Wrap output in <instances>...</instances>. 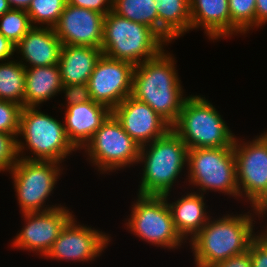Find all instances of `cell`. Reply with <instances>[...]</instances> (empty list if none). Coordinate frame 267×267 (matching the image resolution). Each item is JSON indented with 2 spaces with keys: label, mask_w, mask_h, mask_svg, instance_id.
<instances>
[{
  "label": "cell",
  "mask_w": 267,
  "mask_h": 267,
  "mask_svg": "<svg viewBox=\"0 0 267 267\" xmlns=\"http://www.w3.org/2000/svg\"><path fill=\"white\" fill-rule=\"evenodd\" d=\"M113 12L147 25L158 34V14L154 0H113Z\"/></svg>",
  "instance_id": "d4e9b609"
},
{
  "label": "cell",
  "mask_w": 267,
  "mask_h": 267,
  "mask_svg": "<svg viewBox=\"0 0 267 267\" xmlns=\"http://www.w3.org/2000/svg\"><path fill=\"white\" fill-rule=\"evenodd\" d=\"M33 27L26 10L10 9L0 17V33L15 46Z\"/></svg>",
  "instance_id": "4316f807"
},
{
  "label": "cell",
  "mask_w": 267,
  "mask_h": 267,
  "mask_svg": "<svg viewBox=\"0 0 267 267\" xmlns=\"http://www.w3.org/2000/svg\"><path fill=\"white\" fill-rule=\"evenodd\" d=\"M112 114L108 107L93 100L66 107L64 127L68 140L81 149Z\"/></svg>",
  "instance_id": "e0dca14e"
},
{
  "label": "cell",
  "mask_w": 267,
  "mask_h": 267,
  "mask_svg": "<svg viewBox=\"0 0 267 267\" xmlns=\"http://www.w3.org/2000/svg\"><path fill=\"white\" fill-rule=\"evenodd\" d=\"M102 55L100 48L63 45L58 62L62 85L88 83Z\"/></svg>",
  "instance_id": "ffe728a7"
},
{
  "label": "cell",
  "mask_w": 267,
  "mask_h": 267,
  "mask_svg": "<svg viewBox=\"0 0 267 267\" xmlns=\"http://www.w3.org/2000/svg\"><path fill=\"white\" fill-rule=\"evenodd\" d=\"M18 159L17 138L0 132V172L10 171Z\"/></svg>",
  "instance_id": "f546056e"
},
{
  "label": "cell",
  "mask_w": 267,
  "mask_h": 267,
  "mask_svg": "<svg viewBox=\"0 0 267 267\" xmlns=\"http://www.w3.org/2000/svg\"><path fill=\"white\" fill-rule=\"evenodd\" d=\"M222 118L205 97L190 95L172 130L188 149L233 147L236 136Z\"/></svg>",
  "instance_id": "8992f818"
},
{
  "label": "cell",
  "mask_w": 267,
  "mask_h": 267,
  "mask_svg": "<svg viewBox=\"0 0 267 267\" xmlns=\"http://www.w3.org/2000/svg\"><path fill=\"white\" fill-rule=\"evenodd\" d=\"M167 43L147 25L137 23L113 11L104 18L103 55L138 65L157 56Z\"/></svg>",
  "instance_id": "277c9868"
},
{
  "label": "cell",
  "mask_w": 267,
  "mask_h": 267,
  "mask_svg": "<svg viewBox=\"0 0 267 267\" xmlns=\"http://www.w3.org/2000/svg\"><path fill=\"white\" fill-rule=\"evenodd\" d=\"M26 225L15 236L12 247L35 251L45 257L63 227L74 216L66 207L60 206L44 212L22 213Z\"/></svg>",
  "instance_id": "5bb4252c"
},
{
  "label": "cell",
  "mask_w": 267,
  "mask_h": 267,
  "mask_svg": "<svg viewBox=\"0 0 267 267\" xmlns=\"http://www.w3.org/2000/svg\"><path fill=\"white\" fill-rule=\"evenodd\" d=\"M62 81L58 64L25 68L24 107H38L61 92Z\"/></svg>",
  "instance_id": "7402d4cb"
},
{
  "label": "cell",
  "mask_w": 267,
  "mask_h": 267,
  "mask_svg": "<svg viewBox=\"0 0 267 267\" xmlns=\"http://www.w3.org/2000/svg\"><path fill=\"white\" fill-rule=\"evenodd\" d=\"M144 163L137 195L163 196L187 167L188 147L171 129L166 135L141 146L138 163Z\"/></svg>",
  "instance_id": "3957f363"
},
{
  "label": "cell",
  "mask_w": 267,
  "mask_h": 267,
  "mask_svg": "<svg viewBox=\"0 0 267 267\" xmlns=\"http://www.w3.org/2000/svg\"><path fill=\"white\" fill-rule=\"evenodd\" d=\"M203 198L204 194L191 192L175 202H168L175 229L183 240L189 235L192 239L209 220Z\"/></svg>",
  "instance_id": "44dd1931"
},
{
  "label": "cell",
  "mask_w": 267,
  "mask_h": 267,
  "mask_svg": "<svg viewBox=\"0 0 267 267\" xmlns=\"http://www.w3.org/2000/svg\"><path fill=\"white\" fill-rule=\"evenodd\" d=\"M252 210L256 215H261L260 218L267 213V194Z\"/></svg>",
  "instance_id": "74e56055"
},
{
  "label": "cell",
  "mask_w": 267,
  "mask_h": 267,
  "mask_svg": "<svg viewBox=\"0 0 267 267\" xmlns=\"http://www.w3.org/2000/svg\"><path fill=\"white\" fill-rule=\"evenodd\" d=\"M67 4L90 9L105 16L113 11V0H67Z\"/></svg>",
  "instance_id": "d6a6232c"
},
{
  "label": "cell",
  "mask_w": 267,
  "mask_h": 267,
  "mask_svg": "<svg viewBox=\"0 0 267 267\" xmlns=\"http://www.w3.org/2000/svg\"><path fill=\"white\" fill-rule=\"evenodd\" d=\"M267 144V132H264L263 134L259 135Z\"/></svg>",
  "instance_id": "ab89813d"
},
{
  "label": "cell",
  "mask_w": 267,
  "mask_h": 267,
  "mask_svg": "<svg viewBox=\"0 0 267 267\" xmlns=\"http://www.w3.org/2000/svg\"><path fill=\"white\" fill-rule=\"evenodd\" d=\"M38 26L32 27L15 46V50H19L17 53L22 55L20 62L25 68L52 66L60 59L63 45L54 28Z\"/></svg>",
  "instance_id": "ac0fdd59"
},
{
  "label": "cell",
  "mask_w": 267,
  "mask_h": 267,
  "mask_svg": "<svg viewBox=\"0 0 267 267\" xmlns=\"http://www.w3.org/2000/svg\"><path fill=\"white\" fill-rule=\"evenodd\" d=\"M25 67L20 61L0 63V100L24 107Z\"/></svg>",
  "instance_id": "cb8c5ba5"
},
{
  "label": "cell",
  "mask_w": 267,
  "mask_h": 267,
  "mask_svg": "<svg viewBox=\"0 0 267 267\" xmlns=\"http://www.w3.org/2000/svg\"><path fill=\"white\" fill-rule=\"evenodd\" d=\"M76 222L74 216L67 222L44 258L87 262L100 256L110 236Z\"/></svg>",
  "instance_id": "4fadbf2b"
},
{
  "label": "cell",
  "mask_w": 267,
  "mask_h": 267,
  "mask_svg": "<svg viewBox=\"0 0 267 267\" xmlns=\"http://www.w3.org/2000/svg\"><path fill=\"white\" fill-rule=\"evenodd\" d=\"M60 167V163L54 161L18 159L9 173L22 213L44 212L61 206L44 205L61 175Z\"/></svg>",
  "instance_id": "9c48e42d"
},
{
  "label": "cell",
  "mask_w": 267,
  "mask_h": 267,
  "mask_svg": "<svg viewBox=\"0 0 267 267\" xmlns=\"http://www.w3.org/2000/svg\"><path fill=\"white\" fill-rule=\"evenodd\" d=\"M249 214H228L216 220L209 218L206 225L190 239L196 267H213L245 253L256 236L252 213Z\"/></svg>",
  "instance_id": "7a4b0ae2"
},
{
  "label": "cell",
  "mask_w": 267,
  "mask_h": 267,
  "mask_svg": "<svg viewBox=\"0 0 267 267\" xmlns=\"http://www.w3.org/2000/svg\"><path fill=\"white\" fill-rule=\"evenodd\" d=\"M175 58L163 49L157 56L135 65L131 95L148 104L173 126L184 101L183 88L175 69Z\"/></svg>",
  "instance_id": "6da1fadb"
},
{
  "label": "cell",
  "mask_w": 267,
  "mask_h": 267,
  "mask_svg": "<svg viewBox=\"0 0 267 267\" xmlns=\"http://www.w3.org/2000/svg\"><path fill=\"white\" fill-rule=\"evenodd\" d=\"M231 16V36L246 34L256 27V0H228Z\"/></svg>",
  "instance_id": "83f0119b"
},
{
  "label": "cell",
  "mask_w": 267,
  "mask_h": 267,
  "mask_svg": "<svg viewBox=\"0 0 267 267\" xmlns=\"http://www.w3.org/2000/svg\"><path fill=\"white\" fill-rule=\"evenodd\" d=\"M112 114L140 147L163 137L172 129V126L148 104L132 95L115 107Z\"/></svg>",
  "instance_id": "9a60e30c"
},
{
  "label": "cell",
  "mask_w": 267,
  "mask_h": 267,
  "mask_svg": "<svg viewBox=\"0 0 267 267\" xmlns=\"http://www.w3.org/2000/svg\"><path fill=\"white\" fill-rule=\"evenodd\" d=\"M21 110L22 106L17 103L0 100V132L17 138Z\"/></svg>",
  "instance_id": "f1b7e54d"
},
{
  "label": "cell",
  "mask_w": 267,
  "mask_h": 267,
  "mask_svg": "<svg viewBox=\"0 0 267 267\" xmlns=\"http://www.w3.org/2000/svg\"><path fill=\"white\" fill-rule=\"evenodd\" d=\"M66 3L67 0H32L26 12L33 27L39 24L41 27L46 25L45 27L54 28L64 11Z\"/></svg>",
  "instance_id": "484cf974"
},
{
  "label": "cell",
  "mask_w": 267,
  "mask_h": 267,
  "mask_svg": "<svg viewBox=\"0 0 267 267\" xmlns=\"http://www.w3.org/2000/svg\"><path fill=\"white\" fill-rule=\"evenodd\" d=\"M11 9L27 10L32 0H7Z\"/></svg>",
  "instance_id": "8d00e7d4"
},
{
  "label": "cell",
  "mask_w": 267,
  "mask_h": 267,
  "mask_svg": "<svg viewBox=\"0 0 267 267\" xmlns=\"http://www.w3.org/2000/svg\"><path fill=\"white\" fill-rule=\"evenodd\" d=\"M187 166L188 182L201 194L213 190L239 197L233 147L188 149Z\"/></svg>",
  "instance_id": "52a82bcc"
},
{
  "label": "cell",
  "mask_w": 267,
  "mask_h": 267,
  "mask_svg": "<svg viewBox=\"0 0 267 267\" xmlns=\"http://www.w3.org/2000/svg\"><path fill=\"white\" fill-rule=\"evenodd\" d=\"M11 8L7 0H0V17Z\"/></svg>",
  "instance_id": "f35d334b"
},
{
  "label": "cell",
  "mask_w": 267,
  "mask_h": 267,
  "mask_svg": "<svg viewBox=\"0 0 267 267\" xmlns=\"http://www.w3.org/2000/svg\"><path fill=\"white\" fill-rule=\"evenodd\" d=\"M18 136L25 139V144L17 139L18 158L21 159L62 163L70 156L68 154L77 150L67 138L64 123L36 107H22ZM26 147L33 152V157L23 155Z\"/></svg>",
  "instance_id": "5b68a950"
},
{
  "label": "cell",
  "mask_w": 267,
  "mask_h": 267,
  "mask_svg": "<svg viewBox=\"0 0 267 267\" xmlns=\"http://www.w3.org/2000/svg\"><path fill=\"white\" fill-rule=\"evenodd\" d=\"M238 143L235 138L233 151L239 198L245 195L253 208L267 194V144L260 136Z\"/></svg>",
  "instance_id": "8fae6325"
},
{
  "label": "cell",
  "mask_w": 267,
  "mask_h": 267,
  "mask_svg": "<svg viewBox=\"0 0 267 267\" xmlns=\"http://www.w3.org/2000/svg\"><path fill=\"white\" fill-rule=\"evenodd\" d=\"M15 45L0 33V61H8L14 55Z\"/></svg>",
  "instance_id": "e575fe53"
},
{
  "label": "cell",
  "mask_w": 267,
  "mask_h": 267,
  "mask_svg": "<svg viewBox=\"0 0 267 267\" xmlns=\"http://www.w3.org/2000/svg\"><path fill=\"white\" fill-rule=\"evenodd\" d=\"M104 18L105 15L99 12L66 3L54 30L62 45L101 49Z\"/></svg>",
  "instance_id": "2e32d148"
},
{
  "label": "cell",
  "mask_w": 267,
  "mask_h": 267,
  "mask_svg": "<svg viewBox=\"0 0 267 267\" xmlns=\"http://www.w3.org/2000/svg\"><path fill=\"white\" fill-rule=\"evenodd\" d=\"M158 14V35L171 43L191 30L189 0H154Z\"/></svg>",
  "instance_id": "603a6c76"
},
{
  "label": "cell",
  "mask_w": 267,
  "mask_h": 267,
  "mask_svg": "<svg viewBox=\"0 0 267 267\" xmlns=\"http://www.w3.org/2000/svg\"><path fill=\"white\" fill-rule=\"evenodd\" d=\"M135 65L102 55L88 81L91 98L113 110L132 93Z\"/></svg>",
  "instance_id": "7c38bea8"
},
{
  "label": "cell",
  "mask_w": 267,
  "mask_h": 267,
  "mask_svg": "<svg viewBox=\"0 0 267 267\" xmlns=\"http://www.w3.org/2000/svg\"><path fill=\"white\" fill-rule=\"evenodd\" d=\"M61 91L65 93L64 96L66 97L67 102L66 106L92 100L88 83L63 85Z\"/></svg>",
  "instance_id": "1f68e13d"
},
{
  "label": "cell",
  "mask_w": 267,
  "mask_h": 267,
  "mask_svg": "<svg viewBox=\"0 0 267 267\" xmlns=\"http://www.w3.org/2000/svg\"><path fill=\"white\" fill-rule=\"evenodd\" d=\"M213 267H252L251 256L247 250L243 254L221 261L215 264Z\"/></svg>",
  "instance_id": "836d02e7"
},
{
  "label": "cell",
  "mask_w": 267,
  "mask_h": 267,
  "mask_svg": "<svg viewBox=\"0 0 267 267\" xmlns=\"http://www.w3.org/2000/svg\"><path fill=\"white\" fill-rule=\"evenodd\" d=\"M248 251L252 267H267V231L257 234L250 242Z\"/></svg>",
  "instance_id": "4dcf8cb0"
},
{
  "label": "cell",
  "mask_w": 267,
  "mask_h": 267,
  "mask_svg": "<svg viewBox=\"0 0 267 267\" xmlns=\"http://www.w3.org/2000/svg\"><path fill=\"white\" fill-rule=\"evenodd\" d=\"M256 27L262 26L267 22V0H256Z\"/></svg>",
  "instance_id": "d590c367"
},
{
  "label": "cell",
  "mask_w": 267,
  "mask_h": 267,
  "mask_svg": "<svg viewBox=\"0 0 267 267\" xmlns=\"http://www.w3.org/2000/svg\"><path fill=\"white\" fill-rule=\"evenodd\" d=\"M191 30L203 27L209 39L231 36L228 0H189Z\"/></svg>",
  "instance_id": "d6986e66"
},
{
  "label": "cell",
  "mask_w": 267,
  "mask_h": 267,
  "mask_svg": "<svg viewBox=\"0 0 267 267\" xmlns=\"http://www.w3.org/2000/svg\"><path fill=\"white\" fill-rule=\"evenodd\" d=\"M83 149L88 153L87 159L104 174L138 163L141 147L111 114Z\"/></svg>",
  "instance_id": "30bf717a"
},
{
  "label": "cell",
  "mask_w": 267,
  "mask_h": 267,
  "mask_svg": "<svg viewBox=\"0 0 267 267\" xmlns=\"http://www.w3.org/2000/svg\"><path fill=\"white\" fill-rule=\"evenodd\" d=\"M169 195H138L126 225L134 235L152 245L177 249L183 239L173 223L168 205Z\"/></svg>",
  "instance_id": "ba28073f"
}]
</instances>
